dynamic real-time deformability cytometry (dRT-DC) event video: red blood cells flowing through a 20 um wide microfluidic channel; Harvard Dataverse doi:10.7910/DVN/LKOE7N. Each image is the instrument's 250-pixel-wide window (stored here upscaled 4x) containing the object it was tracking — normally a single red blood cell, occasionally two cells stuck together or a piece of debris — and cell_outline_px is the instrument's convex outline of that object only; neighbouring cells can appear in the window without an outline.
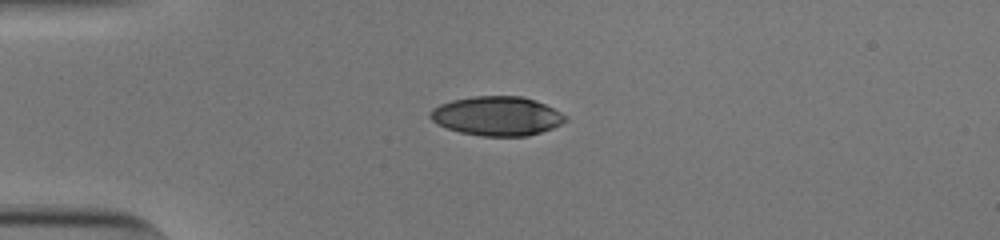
{"species": "human", "species_latin": "Homo sapiens", "temperature_condition": "cold", "stored_images_in_passage": 40, "camera_frame_rate_fps": 3000, "um_per_image_px": 0.085, "donor": {"sex": "male"}, "frame": {"image": 1, "passage_image": 1, "time_ms": 0.0, "image_size_px": [1000, 240], "cell_outline_px": [[568, 120], [552, 128], [528, 136], [480, 136], [460, 132], [436, 124], [428, 116], [432, 108], [440, 104], [452, 100], [472, 96], [520, 96], [536, 100], [568, 116]], "centroid_in_image_um": [42.23, 9.86], "position_along_channel_um": 42.8, "area_um2": 30.92}}
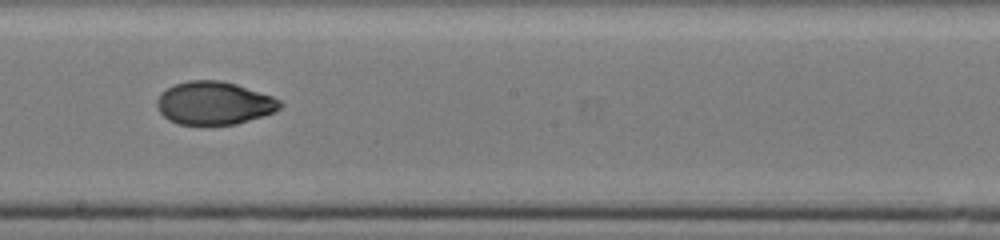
{"frame": {"image": 2, "passage_image": 18, "time_ms": 5.667, "image_size_px": [1000, 240], "cell_outline_px": [[284, 104], [276, 112], [264, 116], [236, 124], [176, 124], [168, 120], [156, 108], [156, 100], [160, 92], [176, 84], [188, 80], [220, 80], [236, 84], [272, 96], [280, 100]], "centroid_in_image_um": [18.2, 8.76], "position_along_channel_um": 230.0, "area_um2": 31.04}}
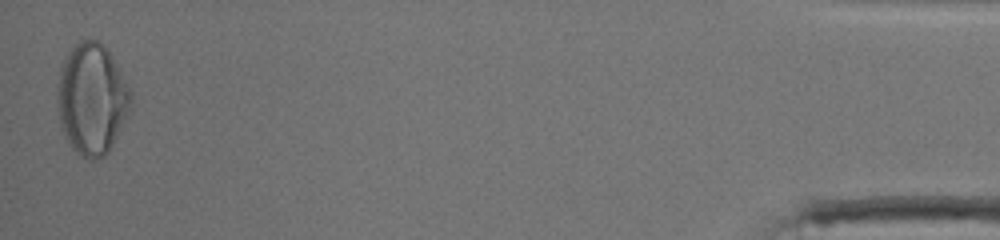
{"frame": {"image": 3, "passage_image": 40, "time_ms": 13.0, "image_size_px": [1000, 240], "cell_outline_px": [[132, 108], [108, 152], [104, 156], [92, 160], [88, 160], [76, 152], [72, 148], [60, 128], [56, 100], [56, 92], [60, 64], [72, 48], [76, 44], [84, 40], [96, 40], [104, 44], [116, 64], [132, 92]], "centroid_in_image_um": [7.79, 8.43], "position_along_channel_um": 427.4, "area_um2": 47.97}, "authors_computed_cell_mechanics": {"area_um2": 31.5299, "velocity_mm_per_s": 3.8484, "shape_relaxation_time_tau1_ms": null, "shape_relaxation_time_tau2_ms": 2.2886, "deformation_change_tau1": null, "deformation_change_tau2": 0.0447}}